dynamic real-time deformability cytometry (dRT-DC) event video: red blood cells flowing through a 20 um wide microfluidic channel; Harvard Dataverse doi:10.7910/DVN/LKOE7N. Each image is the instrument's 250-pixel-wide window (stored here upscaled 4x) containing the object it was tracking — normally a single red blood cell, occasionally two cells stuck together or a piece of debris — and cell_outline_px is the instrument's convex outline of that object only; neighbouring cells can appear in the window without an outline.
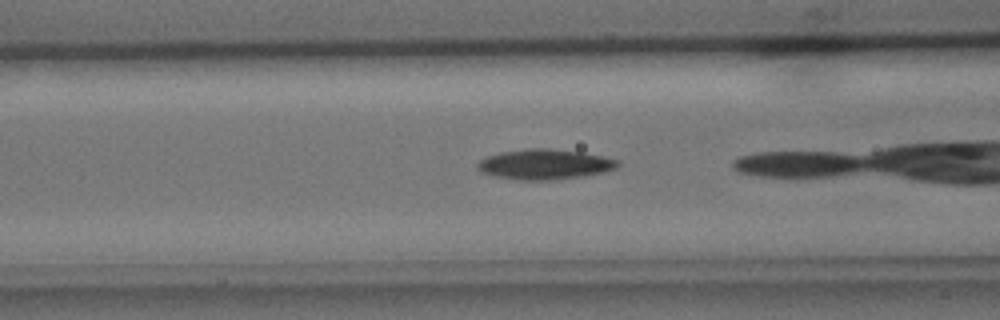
{"species": "common noctule bat (a hibernating species)", "species_latin": "Nyctalus noctula", "temperature_condition": "cold", "stored_images_in_passage": 39, "camera_frame_rate_fps": 3000, "um_per_image_px": 0.085, "animal": {"sex": "male", "body_mass_g": 15.6}, "frame": {"image": 1, "passage_image": 18, "time_ms": 5.667, "image_size_px": [1000, 320], "cell_outline_px": [[620, 164], [616, 168], [604, 172], [584, 176], [552, 180], [520, 180], [492, 176], [480, 172], [476, 168], [476, 164], [484, 156], [500, 152], [528, 148], [548, 148], [580, 152], [604, 156], [620, 160]], "centroid_in_image_um": [46.27, 13.97], "position_along_channel_um": 120.3, "area_um2": 25.03}}
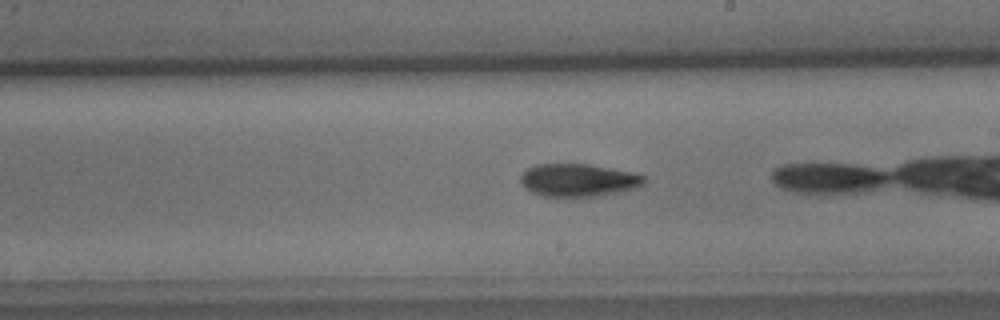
{"frame": {"image": 2, "passage_image": 27, "time_ms": 8.667, "image_size_px": [1000, 320], "cell_outline_px": [[648, 180], [644, 184], [636, 188], [620, 192], [600, 196], [544, 196], [532, 192], [524, 188], [520, 184], [520, 176], [528, 168], [536, 164], [588, 164], [632, 172], [648, 176]], "centroid_in_image_um": [49.19, 15.31], "position_along_channel_um": 239.8, "area_um2": 23.81}, "authors_computed_cell_mechanics": {"area_um2": 24.4494, "velocity_mm_per_s": 3.9763, "shape_relaxation_time_tau1_ms": 3.3199, "shape_relaxation_time_tau2_ms": 2.7115, "deformation_change_tau1": 0.1236, "deformation_change_tau2": 0.0904}}